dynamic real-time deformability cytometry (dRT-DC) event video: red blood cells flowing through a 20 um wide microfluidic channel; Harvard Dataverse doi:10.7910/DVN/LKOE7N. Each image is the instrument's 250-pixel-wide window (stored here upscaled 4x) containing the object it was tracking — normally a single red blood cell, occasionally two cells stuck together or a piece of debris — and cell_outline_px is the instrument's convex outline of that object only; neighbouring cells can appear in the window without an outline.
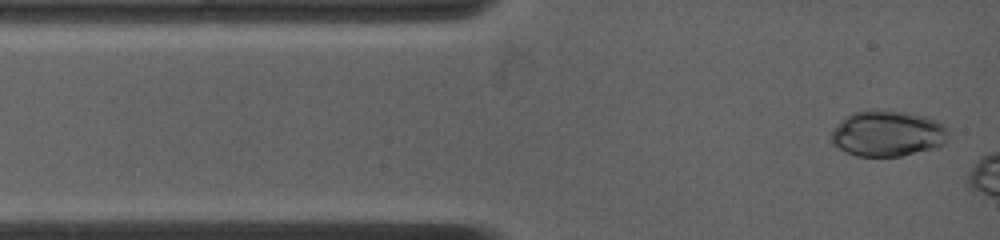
{"species": "common noctule bat (a hibernating species)", "species_latin": "Nyctalus noctula", "temperature_condition": "warm", "stored_images_in_passage": 9, "camera_frame_rate_fps": 4500, "um_per_image_px": 0.085, "animal": {"sex": "female", "body_mass_g": 19.0, "forearm_length_mm": 53.3}, "frame": {"image": 1, "passage_image": 1, "time_ms": 0.0, "image_size_px": [1000, 240], "cell_outline_px": [[948, 140], [944, 144], [936, 148], [900, 156], [856, 156], [844, 152], [832, 144], [832, 132], [840, 120], [852, 112], [908, 112], [924, 116], [936, 120], [944, 124], [948, 128]], "centroid_in_image_um": [75.48, 11.38], "position_along_channel_um": 9.5, "area_um2": 31.1}}
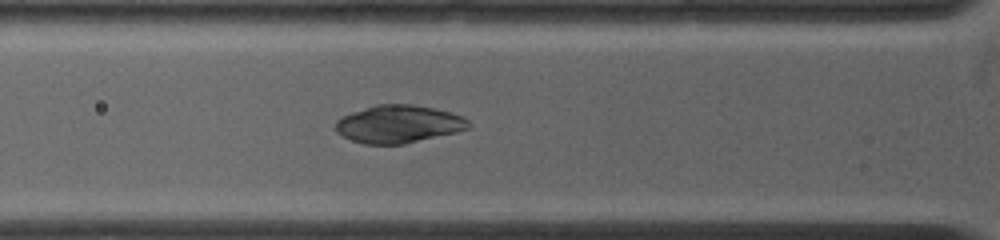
{"frame": {"image": 2, "passage_image": 6, "time_ms": 3.111, "image_size_px": [1000, 240], "cell_outline_px": [[472, 124], [468, 128], [456, 132], [404, 144], [364, 144], [352, 140], [336, 132], [336, 120], [340, 116], [376, 104], [412, 104], [432, 108], [464, 116]], "centroid_in_image_um": [33.87, 10.54], "position_along_channel_um": 91.9, "area_um2": 29.19}}
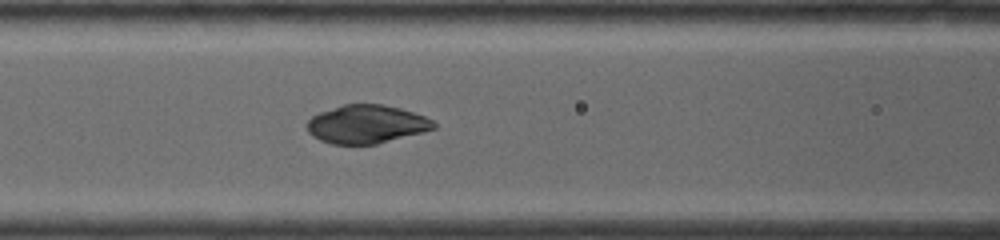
{"frame": {"image": 3, "passage_image": 8, "time_ms": 4.222, "image_size_px": [1000, 240], "cell_outline_px": [[436, 128], [424, 132], [376, 144], [332, 144], [320, 140], [312, 136], [308, 132], [308, 120], [312, 116], [320, 112], [344, 104], [384, 104], [400, 108], [424, 116], [432, 120], [436, 124]], "centroid_in_image_um": [31.16, 10.56], "position_along_channel_um": 135.4, "area_um2": 28.26}}